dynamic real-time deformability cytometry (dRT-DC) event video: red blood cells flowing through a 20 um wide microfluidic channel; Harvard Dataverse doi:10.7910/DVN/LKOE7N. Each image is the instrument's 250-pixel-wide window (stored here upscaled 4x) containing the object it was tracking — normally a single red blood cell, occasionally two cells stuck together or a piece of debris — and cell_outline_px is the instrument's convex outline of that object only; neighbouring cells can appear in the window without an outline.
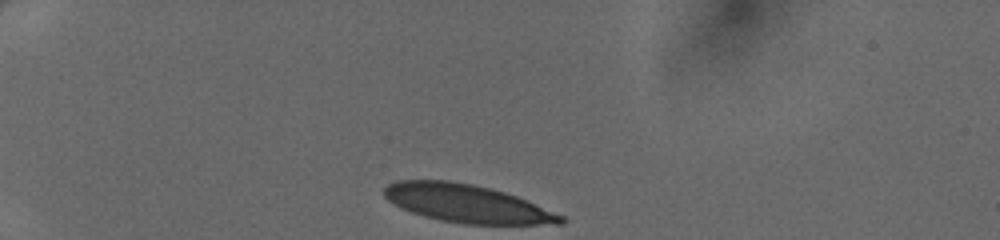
{"species": "human", "species_latin": "Homo sapiens", "temperature_condition": "cold", "stored_images_in_passage": 30, "camera_frame_rate_fps": 3000, "um_per_image_px": 0.085, "donor": {"sex": "female"}, "frame": {"image": 1, "passage_image": 1, "time_ms": 0.0, "image_size_px": [1000, 240], "cell_outline_px": [[564, 224], [464, 224], [440, 220], [424, 216], [400, 208], [388, 200], [384, 196], [384, 188], [388, 184], [396, 180], [448, 180], [472, 184], [492, 188], [516, 196], [564, 216]], "centroid_in_image_um": [39.66, 17.29], "position_along_channel_um": 45.3, "area_um2": 39.02}}
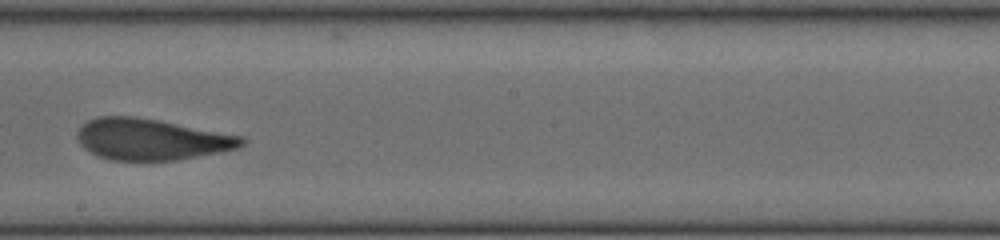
{"frame": {"image": 2, "passage_image": 18, "time_ms": 5.667, "image_size_px": [1000, 240], "cell_outline_px": [[248, 140], [240, 148], [224, 152], [180, 160], [112, 160], [100, 156], [84, 148], [80, 144], [76, 136], [76, 132], [88, 120], [96, 116], [132, 116], [160, 120], [244, 136]], "centroid_in_image_um": [12.94, 11.84], "position_along_channel_um": 235.3, "area_um2": 39.94}}
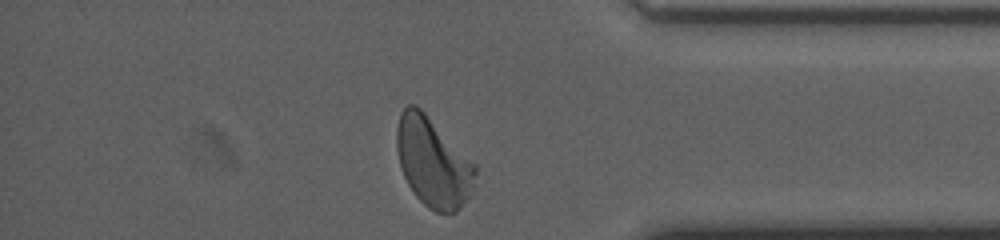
{"frame": {"image": 3, "passage_image": 30, "time_ms": 9.667, "image_size_px": [1000, 240], "cell_outline_px": [[476, 172], [472, 192], [460, 208], [456, 212], [436, 212], [428, 208], [416, 196], [408, 184], [404, 176], [400, 164], [396, 148], [396, 128], [400, 112], [408, 104], [416, 104], [476, 164]], "centroid_in_image_um": [36.8, 13.79], "position_along_channel_um": 398.4, "area_um2": 40.75}}